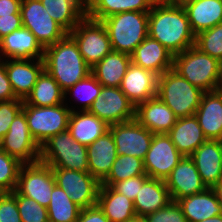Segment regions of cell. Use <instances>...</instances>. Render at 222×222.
Returning a JSON list of instances; mask_svg holds the SVG:
<instances>
[{
  "label": "cell",
  "mask_w": 222,
  "mask_h": 222,
  "mask_svg": "<svg viewBox=\"0 0 222 222\" xmlns=\"http://www.w3.org/2000/svg\"><path fill=\"white\" fill-rule=\"evenodd\" d=\"M165 180L149 178L139 189L134 202L136 216H147L171 202Z\"/></svg>",
  "instance_id": "obj_29"
},
{
  "label": "cell",
  "mask_w": 222,
  "mask_h": 222,
  "mask_svg": "<svg viewBox=\"0 0 222 222\" xmlns=\"http://www.w3.org/2000/svg\"><path fill=\"white\" fill-rule=\"evenodd\" d=\"M56 185L62 188L79 207L95 206L101 183L89 172L52 168Z\"/></svg>",
  "instance_id": "obj_11"
},
{
  "label": "cell",
  "mask_w": 222,
  "mask_h": 222,
  "mask_svg": "<svg viewBox=\"0 0 222 222\" xmlns=\"http://www.w3.org/2000/svg\"><path fill=\"white\" fill-rule=\"evenodd\" d=\"M55 185L52 168L39 161L21 166L15 190L47 208Z\"/></svg>",
  "instance_id": "obj_10"
},
{
  "label": "cell",
  "mask_w": 222,
  "mask_h": 222,
  "mask_svg": "<svg viewBox=\"0 0 222 222\" xmlns=\"http://www.w3.org/2000/svg\"><path fill=\"white\" fill-rule=\"evenodd\" d=\"M11 193L16 197L22 222H49L46 207L33 199L20 195L16 190Z\"/></svg>",
  "instance_id": "obj_40"
},
{
  "label": "cell",
  "mask_w": 222,
  "mask_h": 222,
  "mask_svg": "<svg viewBox=\"0 0 222 222\" xmlns=\"http://www.w3.org/2000/svg\"><path fill=\"white\" fill-rule=\"evenodd\" d=\"M182 157L167 134H154L143 160L146 174L150 178L166 180Z\"/></svg>",
  "instance_id": "obj_15"
},
{
  "label": "cell",
  "mask_w": 222,
  "mask_h": 222,
  "mask_svg": "<svg viewBox=\"0 0 222 222\" xmlns=\"http://www.w3.org/2000/svg\"><path fill=\"white\" fill-rule=\"evenodd\" d=\"M5 69L15 96L24 100L44 71V62L43 59H5Z\"/></svg>",
  "instance_id": "obj_17"
},
{
  "label": "cell",
  "mask_w": 222,
  "mask_h": 222,
  "mask_svg": "<svg viewBox=\"0 0 222 222\" xmlns=\"http://www.w3.org/2000/svg\"><path fill=\"white\" fill-rule=\"evenodd\" d=\"M174 55L159 41L147 36L131 54V62L160 76L173 67Z\"/></svg>",
  "instance_id": "obj_22"
},
{
  "label": "cell",
  "mask_w": 222,
  "mask_h": 222,
  "mask_svg": "<svg viewBox=\"0 0 222 222\" xmlns=\"http://www.w3.org/2000/svg\"><path fill=\"white\" fill-rule=\"evenodd\" d=\"M68 34L74 39L83 59L91 68L112 51L108 33L101 21L85 16Z\"/></svg>",
  "instance_id": "obj_8"
},
{
  "label": "cell",
  "mask_w": 222,
  "mask_h": 222,
  "mask_svg": "<svg viewBox=\"0 0 222 222\" xmlns=\"http://www.w3.org/2000/svg\"><path fill=\"white\" fill-rule=\"evenodd\" d=\"M0 222H22L16 197L11 192L0 194Z\"/></svg>",
  "instance_id": "obj_43"
},
{
  "label": "cell",
  "mask_w": 222,
  "mask_h": 222,
  "mask_svg": "<svg viewBox=\"0 0 222 222\" xmlns=\"http://www.w3.org/2000/svg\"><path fill=\"white\" fill-rule=\"evenodd\" d=\"M22 107V99L0 101V142L9 131L10 124L22 110Z\"/></svg>",
  "instance_id": "obj_41"
},
{
  "label": "cell",
  "mask_w": 222,
  "mask_h": 222,
  "mask_svg": "<svg viewBox=\"0 0 222 222\" xmlns=\"http://www.w3.org/2000/svg\"><path fill=\"white\" fill-rule=\"evenodd\" d=\"M19 99L15 96L6 74L5 60L0 58V101Z\"/></svg>",
  "instance_id": "obj_47"
},
{
  "label": "cell",
  "mask_w": 222,
  "mask_h": 222,
  "mask_svg": "<svg viewBox=\"0 0 222 222\" xmlns=\"http://www.w3.org/2000/svg\"><path fill=\"white\" fill-rule=\"evenodd\" d=\"M212 189L214 190L217 200L222 207V181L218 184H215Z\"/></svg>",
  "instance_id": "obj_49"
},
{
  "label": "cell",
  "mask_w": 222,
  "mask_h": 222,
  "mask_svg": "<svg viewBox=\"0 0 222 222\" xmlns=\"http://www.w3.org/2000/svg\"><path fill=\"white\" fill-rule=\"evenodd\" d=\"M176 202L187 222H201L222 214V207L212 188H206L203 192L183 197Z\"/></svg>",
  "instance_id": "obj_27"
},
{
  "label": "cell",
  "mask_w": 222,
  "mask_h": 222,
  "mask_svg": "<svg viewBox=\"0 0 222 222\" xmlns=\"http://www.w3.org/2000/svg\"><path fill=\"white\" fill-rule=\"evenodd\" d=\"M43 62L44 70L64 92L91 74V67L85 62L78 45L69 34L44 48Z\"/></svg>",
  "instance_id": "obj_2"
},
{
  "label": "cell",
  "mask_w": 222,
  "mask_h": 222,
  "mask_svg": "<svg viewBox=\"0 0 222 222\" xmlns=\"http://www.w3.org/2000/svg\"><path fill=\"white\" fill-rule=\"evenodd\" d=\"M190 158L207 188L222 181V141L206 140Z\"/></svg>",
  "instance_id": "obj_19"
},
{
  "label": "cell",
  "mask_w": 222,
  "mask_h": 222,
  "mask_svg": "<svg viewBox=\"0 0 222 222\" xmlns=\"http://www.w3.org/2000/svg\"><path fill=\"white\" fill-rule=\"evenodd\" d=\"M201 52L222 62V22L195 36V45Z\"/></svg>",
  "instance_id": "obj_38"
},
{
  "label": "cell",
  "mask_w": 222,
  "mask_h": 222,
  "mask_svg": "<svg viewBox=\"0 0 222 222\" xmlns=\"http://www.w3.org/2000/svg\"><path fill=\"white\" fill-rule=\"evenodd\" d=\"M22 0H0V17L20 14Z\"/></svg>",
  "instance_id": "obj_48"
},
{
  "label": "cell",
  "mask_w": 222,
  "mask_h": 222,
  "mask_svg": "<svg viewBox=\"0 0 222 222\" xmlns=\"http://www.w3.org/2000/svg\"><path fill=\"white\" fill-rule=\"evenodd\" d=\"M88 172L100 183L109 175L117 157L116 145L110 131L87 147Z\"/></svg>",
  "instance_id": "obj_24"
},
{
  "label": "cell",
  "mask_w": 222,
  "mask_h": 222,
  "mask_svg": "<svg viewBox=\"0 0 222 222\" xmlns=\"http://www.w3.org/2000/svg\"><path fill=\"white\" fill-rule=\"evenodd\" d=\"M149 12L127 11L101 20L108 33L112 51L131 55L148 36Z\"/></svg>",
  "instance_id": "obj_3"
},
{
  "label": "cell",
  "mask_w": 222,
  "mask_h": 222,
  "mask_svg": "<svg viewBox=\"0 0 222 222\" xmlns=\"http://www.w3.org/2000/svg\"><path fill=\"white\" fill-rule=\"evenodd\" d=\"M161 1L168 2V3L182 4L187 0H161Z\"/></svg>",
  "instance_id": "obj_52"
},
{
  "label": "cell",
  "mask_w": 222,
  "mask_h": 222,
  "mask_svg": "<svg viewBox=\"0 0 222 222\" xmlns=\"http://www.w3.org/2000/svg\"><path fill=\"white\" fill-rule=\"evenodd\" d=\"M66 101L50 107L23 105L22 111L25 113L29 132L39 146L51 136L68 129L71 112L76 111V106L68 107Z\"/></svg>",
  "instance_id": "obj_7"
},
{
  "label": "cell",
  "mask_w": 222,
  "mask_h": 222,
  "mask_svg": "<svg viewBox=\"0 0 222 222\" xmlns=\"http://www.w3.org/2000/svg\"><path fill=\"white\" fill-rule=\"evenodd\" d=\"M97 204L110 222H128L136 216L134 202L110 186L100 185Z\"/></svg>",
  "instance_id": "obj_32"
},
{
  "label": "cell",
  "mask_w": 222,
  "mask_h": 222,
  "mask_svg": "<svg viewBox=\"0 0 222 222\" xmlns=\"http://www.w3.org/2000/svg\"><path fill=\"white\" fill-rule=\"evenodd\" d=\"M23 27L29 29L43 48L63 39L68 32L47 13L40 0H22Z\"/></svg>",
  "instance_id": "obj_9"
},
{
  "label": "cell",
  "mask_w": 222,
  "mask_h": 222,
  "mask_svg": "<svg viewBox=\"0 0 222 222\" xmlns=\"http://www.w3.org/2000/svg\"><path fill=\"white\" fill-rule=\"evenodd\" d=\"M157 86V74L131 63L119 88L136 107L157 96Z\"/></svg>",
  "instance_id": "obj_18"
},
{
  "label": "cell",
  "mask_w": 222,
  "mask_h": 222,
  "mask_svg": "<svg viewBox=\"0 0 222 222\" xmlns=\"http://www.w3.org/2000/svg\"><path fill=\"white\" fill-rule=\"evenodd\" d=\"M47 13L68 33L86 16V0H40Z\"/></svg>",
  "instance_id": "obj_33"
},
{
  "label": "cell",
  "mask_w": 222,
  "mask_h": 222,
  "mask_svg": "<svg viewBox=\"0 0 222 222\" xmlns=\"http://www.w3.org/2000/svg\"><path fill=\"white\" fill-rule=\"evenodd\" d=\"M131 63V55L111 51L91 68V74L103 87H120Z\"/></svg>",
  "instance_id": "obj_30"
},
{
  "label": "cell",
  "mask_w": 222,
  "mask_h": 222,
  "mask_svg": "<svg viewBox=\"0 0 222 222\" xmlns=\"http://www.w3.org/2000/svg\"><path fill=\"white\" fill-rule=\"evenodd\" d=\"M22 165L19 160L0 149V191L2 193L15 190Z\"/></svg>",
  "instance_id": "obj_39"
},
{
  "label": "cell",
  "mask_w": 222,
  "mask_h": 222,
  "mask_svg": "<svg viewBox=\"0 0 222 222\" xmlns=\"http://www.w3.org/2000/svg\"><path fill=\"white\" fill-rule=\"evenodd\" d=\"M182 6L195 35L222 22V0H187Z\"/></svg>",
  "instance_id": "obj_25"
},
{
  "label": "cell",
  "mask_w": 222,
  "mask_h": 222,
  "mask_svg": "<svg viewBox=\"0 0 222 222\" xmlns=\"http://www.w3.org/2000/svg\"><path fill=\"white\" fill-rule=\"evenodd\" d=\"M135 105L119 87H103L89 112L105 121L109 126L135 119Z\"/></svg>",
  "instance_id": "obj_13"
},
{
  "label": "cell",
  "mask_w": 222,
  "mask_h": 222,
  "mask_svg": "<svg viewBox=\"0 0 222 222\" xmlns=\"http://www.w3.org/2000/svg\"><path fill=\"white\" fill-rule=\"evenodd\" d=\"M201 222H222V214L211 217V218H208V219H205Z\"/></svg>",
  "instance_id": "obj_50"
},
{
  "label": "cell",
  "mask_w": 222,
  "mask_h": 222,
  "mask_svg": "<svg viewBox=\"0 0 222 222\" xmlns=\"http://www.w3.org/2000/svg\"><path fill=\"white\" fill-rule=\"evenodd\" d=\"M68 130L75 141L88 147L109 131V125L88 110H76L71 112Z\"/></svg>",
  "instance_id": "obj_28"
},
{
  "label": "cell",
  "mask_w": 222,
  "mask_h": 222,
  "mask_svg": "<svg viewBox=\"0 0 222 222\" xmlns=\"http://www.w3.org/2000/svg\"><path fill=\"white\" fill-rule=\"evenodd\" d=\"M81 209L62 188L53 187L47 207L49 222H76Z\"/></svg>",
  "instance_id": "obj_35"
},
{
  "label": "cell",
  "mask_w": 222,
  "mask_h": 222,
  "mask_svg": "<svg viewBox=\"0 0 222 222\" xmlns=\"http://www.w3.org/2000/svg\"><path fill=\"white\" fill-rule=\"evenodd\" d=\"M149 176H136L120 182L113 183L110 187L134 201L139 189L149 179Z\"/></svg>",
  "instance_id": "obj_44"
},
{
  "label": "cell",
  "mask_w": 222,
  "mask_h": 222,
  "mask_svg": "<svg viewBox=\"0 0 222 222\" xmlns=\"http://www.w3.org/2000/svg\"><path fill=\"white\" fill-rule=\"evenodd\" d=\"M65 103L64 91L45 70L38 77L31 92L23 100V105L50 107Z\"/></svg>",
  "instance_id": "obj_34"
},
{
  "label": "cell",
  "mask_w": 222,
  "mask_h": 222,
  "mask_svg": "<svg viewBox=\"0 0 222 222\" xmlns=\"http://www.w3.org/2000/svg\"><path fill=\"white\" fill-rule=\"evenodd\" d=\"M135 119L153 134H167L178 117L158 96H155L136 106Z\"/></svg>",
  "instance_id": "obj_20"
},
{
  "label": "cell",
  "mask_w": 222,
  "mask_h": 222,
  "mask_svg": "<svg viewBox=\"0 0 222 222\" xmlns=\"http://www.w3.org/2000/svg\"><path fill=\"white\" fill-rule=\"evenodd\" d=\"M23 27L21 14L0 17V39Z\"/></svg>",
  "instance_id": "obj_46"
},
{
  "label": "cell",
  "mask_w": 222,
  "mask_h": 222,
  "mask_svg": "<svg viewBox=\"0 0 222 222\" xmlns=\"http://www.w3.org/2000/svg\"><path fill=\"white\" fill-rule=\"evenodd\" d=\"M157 0H86V16L101 21L127 11L149 12Z\"/></svg>",
  "instance_id": "obj_31"
},
{
  "label": "cell",
  "mask_w": 222,
  "mask_h": 222,
  "mask_svg": "<svg viewBox=\"0 0 222 222\" xmlns=\"http://www.w3.org/2000/svg\"><path fill=\"white\" fill-rule=\"evenodd\" d=\"M76 222H110L103 210L96 204L95 206L83 208L80 211Z\"/></svg>",
  "instance_id": "obj_45"
},
{
  "label": "cell",
  "mask_w": 222,
  "mask_h": 222,
  "mask_svg": "<svg viewBox=\"0 0 222 222\" xmlns=\"http://www.w3.org/2000/svg\"><path fill=\"white\" fill-rule=\"evenodd\" d=\"M148 36L176 55L194 46L196 35L182 4L157 0L149 11Z\"/></svg>",
  "instance_id": "obj_1"
},
{
  "label": "cell",
  "mask_w": 222,
  "mask_h": 222,
  "mask_svg": "<svg viewBox=\"0 0 222 222\" xmlns=\"http://www.w3.org/2000/svg\"><path fill=\"white\" fill-rule=\"evenodd\" d=\"M165 183L172 201L203 192L207 188L190 156L182 157Z\"/></svg>",
  "instance_id": "obj_16"
},
{
  "label": "cell",
  "mask_w": 222,
  "mask_h": 222,
  "mask_svg": "<svg viewBox=\"0 0 222 222\" xmlns=\"http://www.w3.org/2000/svg\"><path fill=\"white\" fill-rule=\"evenodd\" d=\"M136 176H148L143 160L129 155H117L109 175L101 186H111L113 183Z\"/></svg>",
  "instance_id": "obj_36"
},
{
  "label": "cell",
  "mask_w": 222,
  "mask_h": 222,
  "mask_svg": "<svg viewBox=\"0 0 222 222\" xmlns=\"http://www.w3.org/2000/svg\"><path fill=\"white\" fill-rule=\"evenodd\" d=\"M128 222H149L145 216H135Z\"/></svg>",
  "instance_id": "obj_51"
},
{
  "label": "cell",
  "mask_w": 222,
  "mask_h": 222,
  "mask_svg": "<svg viewBox=\"0 0 222 222\" xmlns=\"http://www.w3.org/2000/svg\"><path fill=\"white\" fill-rule=\"evenodd\" d=\"M101 88L102 85L97 79L92 74H89L85 79L80 80L64 92L65 100L67 95H72L70 99L73 97L75 101L81 102L80 106L77 105L80 108H77L78 110H89L93 102L99 97Z\"/></svg>",
  "instance_id": "obj_37"
},
{
  "label": "cell",
  "mask_w": 222,
  "mask_h": 222,
  "mask_svg": "<svg viewBox=\"0 0 222 222\" xmlns=\"http://www.w3.org/2000/svg\"><path fill=\"white\" fill-rule=\"evenodd\" d=\"M172 69L204 92L219 90L220 62L195 46L174 55Z\"/></svg>",
  "instance_id": "obj_4"
},
{
  "label": "cell",
  "mask_w": 222,
  "mask_h": 222,
  "mask_svg": "<svg viewBox=\"0 0 222 222\" xmlns=\"http://www.w3.org/2000/svg\"><path fill=\"white\" fill-rule=\"evenodd\" d=\"M167 135L183 156H191L207 140L195 115L178 118Z\"/></svg>",
  "instance_id": "obj_26"
},
{
  "label": "cell",
  "mask_w": 222,
  "mask_h": 222,
  "mask_svg": "<svg viewBox=\"0 0 222 222\" xmlns=\"http://www.w3.org/2000/svg\"><path fill=\"white\" fill-rule=\"evenodd\" d=\"M44 48L35 35L24 27L0 39L1 59H43Z\"/></svg>",
  "instance_id": "obj_21"
},
{
  "label": "cell",
  "mask_w": 222,
  "mask_h": 222,
  "mask_svg": "<svg viewBox=\"0 0 222 222\" xmlns=\"http://www.w3.org/2000/svg\"><path fill=\"white\" fill-rule=\"evenodd\" d=\"M195 116L207 140L222 141V90L204 92Z\"/></svg>",
  "instance_id": "obj_23"
},
{
  "label": "cell",
  "mask_w": 222,
  "mask_h": 222,
  "mask_svg": "<svg viewBox=\"0 0 222 222\" xmlns=\"http://www.w3.org/2000/svg\"><path fill=\"white\" fill-rule=\"evenodd\" d=\"M219 90H222V62H220Z\"/></svg>",
  "instance_id": "obj_53"
},
{
  "label": "cell",
  "mask_w": 222,
  "mask_h": 222,
  "mask_svg": "<svg viewBox=\"0 0 222 222\" xmlns=\"http://www.w3.org/2000/svg\"><path fill=\"white\" fill-rule=\"evenodd\" d=\"M116 145L117 155H129L144 160L148 152L153 133L136 119L109 126Z\"/></svg>",
  "instance_id": "obj_14"
},
{
  "label": "cell",
  "mask_w": 222,
  "mask_h": 222,
  "mask_svg": "<svg viewBox=\"0 0 222 222\" xmlns=\"http://www.w3.org/2000/svg\"><path fill=\"white\" fill-rule=\"evenodd\" d=\"M149 222H187L181 207L176 201L146 216Z\"/></svg>",
  "instance_id": "obj_42"
},
{
  "label": "cell",
  "mask_w": 222,
  "mask_h": 222,
  "mask_svg": "<svg viewBox=\"0 0 222 222\" xmlns=\"http://www.w3.org/2000/svg\"><path fill=\"white\" fill-rule=\"evenodd\" d=\"M203 93L173 69L158 76L157 96L178 118L195 115Z\"/></svg>",
  "instance_id": "obj_5"
},
{
  "label": "cell",
  "mask_w": 222,
  "mask_h": 222,
  "mask_svg": "<svg viewBox=\"0 0 222 222\" xmlns=\"http://www.w3.org/2000/svg\"><path fill=\"white\" fill-rule=\"evenodd\" d=\"M0 149L22 164L39 162L40 146L31 136L25 113L22 110L10 124L9 131L0 142Z\"/></svg>",
  "instance_id": "obj_12"
},
{
  "label": "cell",
  "mask_w": 222,
  "mask_h": 222,
  "mask_svg": "<svg viewBox=\"0 0 222 222\" xmlns=\"http://www.w3.org/2000/svg\"><path fill=\"white\" fill-rule=\"evenodd\" d=\"M39 161L51 168L88 172L87 146L75 141L67 129L40 146Z\"/></svg>",
  "instance_id": "obj_6"
}]
</instances>
